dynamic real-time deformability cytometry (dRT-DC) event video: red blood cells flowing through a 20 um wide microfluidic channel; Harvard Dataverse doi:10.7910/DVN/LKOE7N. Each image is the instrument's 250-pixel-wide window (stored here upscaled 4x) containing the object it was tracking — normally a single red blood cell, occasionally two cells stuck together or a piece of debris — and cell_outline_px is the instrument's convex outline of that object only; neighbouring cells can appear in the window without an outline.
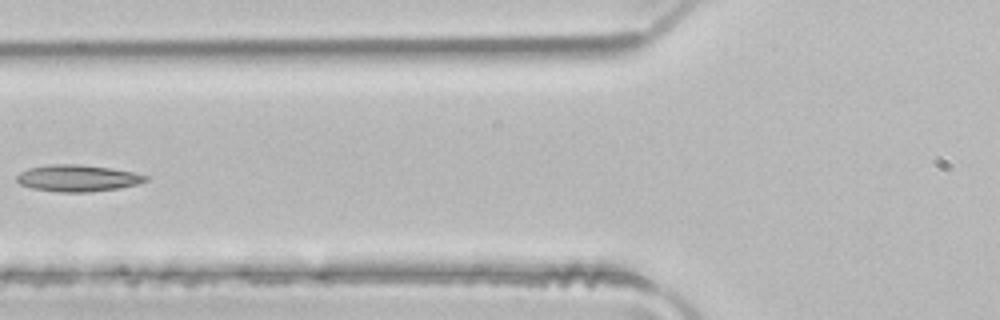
{"species": "common noctule bat (a hibernating species)", "species_latin": "Nyctalus noctula", "temperature_condition": "room temperature", "stored_images_in_passage": 5, "camera_frame_rate_fps": 3000, "um_per_image_px": 0.085, "animal": {"sex": "male", "body_mass_g": 21.5, "forearm_length_mm": 52.0}, "frame": {"image": 1, "passage_image": 4, "time_ms": 1.0, "image_size_px": [1000, 320], "cell_outline_px": [[148, 180], [136, 184], [116, 188], [88, 192], [60, 192], [32, 188], [20, 184], [16, 180], [16, 176], [20, 172], [28, 168], [48, 164], [80, 164], [112, 168], [132, 172], [148, 176]], "centroid_in_image_um": [6.56, 15.13], "position_along_channel_um": 119.2, "area_um2": 19.94}}
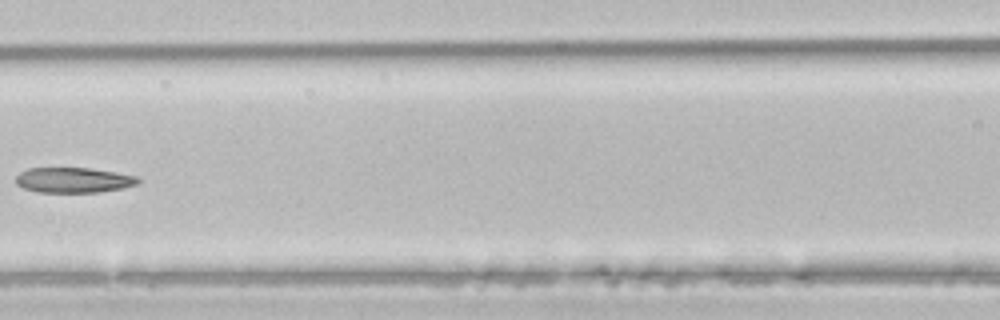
{"frame": {"image": 2, "passage_image": 5, "time_ms": 1.333, "image_size_px": [1000, 320], "cell_outline_px": [[140, 180], [136, 184], [124, 188], [100, 192], [40, 192], [24, 188], [16, 184], [16, 176], [20, 172], [28, 168], [92, 168], [140, 176]], "centroid_in_image_um": [6.29, 15.3], "position_along_channel_um": 160.3, "area_um2": 18.09}}